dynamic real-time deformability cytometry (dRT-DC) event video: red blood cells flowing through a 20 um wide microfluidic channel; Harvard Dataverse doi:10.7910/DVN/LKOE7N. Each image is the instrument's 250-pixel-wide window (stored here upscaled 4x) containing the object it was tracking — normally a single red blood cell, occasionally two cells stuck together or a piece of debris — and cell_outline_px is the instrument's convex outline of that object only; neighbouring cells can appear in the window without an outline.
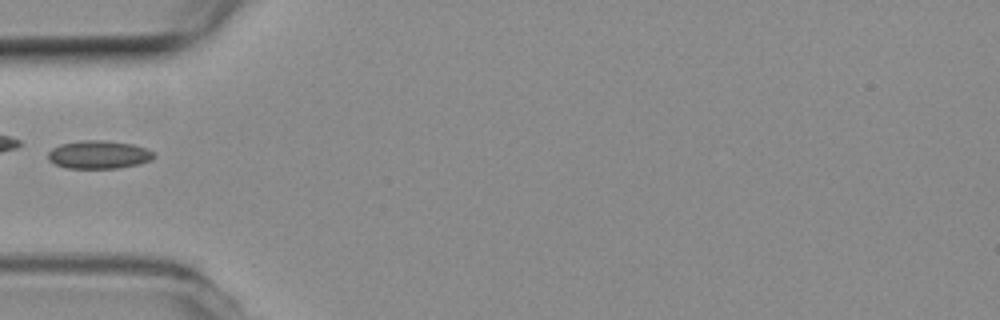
{"species": "common noctule bat (a hibernating species)", "species_latin": "Nyctalus noctula", "temperature_condition": "room temperature", "stored_images_in_passage": 35, "camera_frame_rate_fps": 3000, "um_per_image_px": 0.085, "animal": {"sex": "female", "body_mass_g": 19.3, "forearm_length_mm": 54.1}, "frame": {"image": 1, "passage_image": 1, "time_ms": 0.0, "image_size_px": [1000, 320], "cell_outline_px": [[156, 156], [152, 160], [140, 164], [120, 168], [68, 168], [56, 164], [48, 160], [48, 152], [52, 148], [60, 144], [80, 140], [100, 140], [132, 144], [144, 148], [152, 152]], "centroid_in_image_um": [8.39, 13.15], "position_along_channel_um": 76.6, "area_um2": 17.34}}